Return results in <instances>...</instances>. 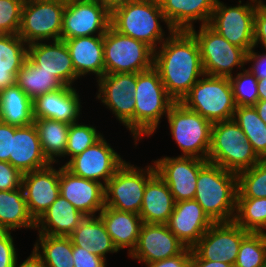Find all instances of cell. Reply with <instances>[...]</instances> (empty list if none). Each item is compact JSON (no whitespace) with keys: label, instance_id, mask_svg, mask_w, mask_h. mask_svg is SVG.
Listing matches in <instances>:
<instances>
[{"label":"cell","instance_id":"cell-28","mask_svg":"<svg viewBox=\"0 0 266 267\" xmlns=\"http://www.w3.org/2000/svg\"><path fill=\"white\" fill-rule=\"evenodd\" d=\"M98 216L104 223L106 231L111 236L117 250L128 247V254L130 255L137 245L143 224L139 214L122 212L104 206Z\"/></svg>","mask_w":266,"mask_h":267},{"label":"cell","instance_id":"cell-13","mask_svg":"<svg viewBox=\"0 0 266 267\" xmlns=\"http://www.w3.org/2000/svg\"><path fill=\"white\" fill-rule=\"evenodd\" d=\"M111 26V13L97 0L66 1L63 11L61 40L104 36Z\"/></svg>","mask_w":266,"mask_h":267},{"label":"cell","instance_id":"cell-17","mask_svg":"<svg viewBox=\"0 0 266 267\" xmlns=\"http://www.w3.org/2000/svg\"><path fill=\"white\" fill-rule=\"evenodd\" d=\"M208 163L196 157H163L154 161L156 173L168 185L175 202L195 198L199 171Z\"/></svg>","mask_w":266,"mask_h":267},{"label":"cell","instance_id":"cell-29","mask_svg":"<svg viewBox=\"0 0 266 267\" xmlns=\"http://www.w3.org/2000/svg\"><path fill=\"white\" fill-rule=\"evenodd\" d=\"M175 203L168 185L155 173L146 184L139 216L143 223L166 224Z\"/></svg>","mask_w":266,"mask_h":267},{"label":"cell","instance_id":"cell-21","mask_svg":"<svg viewBox=\"0 0 266 267\" xmlns=\"http://www.w3.org/2000/svg\"><path fill=\"white\" fill-rule=\"evenodd\" d=\"M51 44L36 42L28 45V59L41 70L47 71L64 85L72 87L78 79L69 49L63 40Z\"/></svg>","mask_w":266,"mask_h":267},{"label":"cell","instance_id":"cell-25","mask_svg":"<svg viewBox=\"0 0 266 267\" xmlns=\"http://www.w3.org/2000/svg\"><path fill=\"white\" fill-rule=\"evenodd\" d=\"M217 0H167L161 9L174 31H189L194 21L208 24Z\"/></svg>","mask_w":266,"mask_h":267},{"label":"cell","instance_id":"cell-5","mask_svg":"<svg viewBox=\"0 0 266 267\" xmlns=\"http://www.w3.org/2000/svg\"><path fill=\"white\" fill-rule=\"evenodd\" d=\"M260 160L246 135L233 119L212 125L208 162L238 173L251 168Z\"/></svg>","mask_w":266,"mask_h":267},{"label":"cell","instance_id":"cell-20","mask_svg":"<svg viewBox=\"0 0 266 267\" xmlns=\"http://www.w3.org/2000/svg\"><path fill=\"white\" fill-rule=\"evenodd\" d=\"M59 185L60 194L85 216H96L105 206L104 185L74 175L64 165L60 167Z\"/></svg>","mask_w":266,"mask_h":267},{"label":"cell","instance_id":"cell-45","mask_svg":"<svg viewBox=\"0 0 266 267\" xmlns=\"http://www.w3.org/2000/svg\"><path fill=\"white\" fill-rule=\"evenodd\" d=\"M11 231L0 230V267H14L17 259Z\"/></svg>","mask_w":266,"mask_h":267},{"label":"cell","instance_id":"cell-31","mask_svg":"<svg viewBox=\"0 0 266 267\" xmlns=\"http://www.w3.org/2000/svg\"><path fill=\"white\" fill-rule=\"evenodd\" d=\"M28 57V45L18 34L0 36V92L16 84V75Z\"/></svg>","mask_w":266,"mask_h":267},{"label":"cell","instance_id":"cell-8","mask_svg":"<svg viewBox=\"0 0 266 267\" xmlns=\"http://www.w3.org/2000/svg\"><path fill=\"white\" fill-rule=\"evenodd\" d=\"M166 116L171 134L183 152L180 156L207 160L213 124L181 102H175Z\"/></svg>","mask_w":266,"mask_h":267},{"label":"cell","instance_id":"cell-57","mask_svg":"<svg viewBox=\"0 0 266 267\" xmlns=\"http://www.w3.org/2000/svg\"><path fill=\"white\" fill-rule=\"evenodd\" d=\"M250 2H254L256 4H264L262 0H250Z\"/></svg>","mask_w":266,"mask_h":267},{"label":"cell","instance_id":"cell-41","mask_svg":"<svg viewBox=\"0 0 266 267\" xmlns=\"http://www.w3.org/2000/svg\"><path fill=\"white\" fill-rule=\"evenodd\" d=\"M93 126L79 124L78 121L71 123L68 132L67 145L63 157L70 156V160L82 153L88 147L94 145L102 138Z\"/></svg>","mask_w":266,"mask_h":267},{"label":"cell","instance_id":"cell-12","mask_svg":"<svg viewBox=\"0 0 266 267\" xmlns=\"http://www.w3.org/2000/svg\"><path fill=\"white\" fill-rule=\"evenodd\" d=\"M227 6L217 0L208 25L224 37L228 42L246 52L254 47V17L256 3Z\"/></svg>","mask_w":266,"mask_h":267},{"label":"cell","instance_id":"cell-42","mask_svg":"<svg viewBox=\"0 0 266 267\" xmlns=\"http://www.w3.org/2000/svg\"><path fill=\"white\" fill-rule=\"evenodd\" d=\"M236 106H253L258 101V80L248 70L229 77Z\"/></svg>","mask_w":266,"mask_h":267},{"label":"cell","instance_id":"cell-46","mask_svg":"<svg viewBox=\"0 0 266 267\" xmlns=\"http://www.w3.org/2000/svg\"><path fill=\"white\" fill-rule=\"evenodd\" d=\"M72 255L74 267H106V259L73 244Z\"/></svg>","mask_w":266,"mask_h":267},{"label":"cell","instance_id":"cell-10","mask_svg":"<svg viewBox=\"0 0 266 267\" xmlns=\"http://www.w3.org/2000/svg\"><path fill=\"white\" fill-rule=\"evenodd\" d=\"M155 173L154 165L139 169L125 161L104 186L105 206L139 214L146 184Z\"/></svg>","mask_w":266,"mask_h":267},{"label":"cell","instance_id":"cell-4","mask_svg":"<svg viewBox=\"0 0 266 267\" xmlns=\"http://www.w3.org/2000/svg\"><path fill=\"white\" fill-rule=\"evenodd\" d=\"M134 99V142L136 146L137 140H141L143 135H153L161 118L168 114L175 101L168 95L154 67L137 73Z\"/></svg>","mask_w":266,"mask_h":267},{"label":"cell","instance_id":"cell-33","mask_svg":"<svg viewBox=\"0 0 266 267\" xmlns=\"http://www.w3.org/2000/svg\"><path fill=\"white\" fill-rule=\"evenodd\" d=\"M0 121L15 126L34 122L33 100L16 84L0 92Z\"/></svg>","mask_w":266,"mask_h":267},{"label":"cell","instance_id":"cell-56","mask_svg":"<svg viewBox=\"0 0 266 267\" xmlns=\"http://www.w3.org/2000/svg\"><path fill=\"white\" fill-rule=\"evenodd\" d=\"M153 1L156 5L161 6L163 3H165L167 0H151Z\"/></svg>","mask_w":266,"mask_h":267},{"label":"cell","instance_id":"cell-34","mask_svg":"<svg viewBox=\"0 0 266 267\" xmlns=\"http://www.w3.org/2000/svg\"><path fill=\"white\" fill-rule=\"evenodd\" d=\"M33 124L44 156L51 164L59 162L56 159L63 157L65 153L70 124L45 118H34Z\"/></svg>","mask_w":266,"mask_h":267},{"label":"cell","instance_id":"cell-43","mask_svg":"<svg viewBox=\"0 0 266 267\" xmlns=\"http://www.w3.org/2000/svg\"><path fill=\"white\" fill-rule=\"evenodd\" d=\"M25 0H0V31L18 34Z\"/></svg>","mask_w":266,"mask_h":267},{"label":"cell","instance_id":"cell-22","mask_svg":"<svg viewBox=\"0 0 266 267\" xmlns=\"http://www.w3.org/2000/svg\"><path fill=\"white\" fill-rule=\"evenodd\" d=\"M212 224L195 199L176 202L166 223L169 230L189 248L200 240Z\"/></svg>","mask_w":266,"mask_h":267},{"label":"cell","instance_id":"cell-24","mask_svg":"<svg viewBox=\"0 0 266 267\" xmlns=\"http://www.w3.org/2000/svg\"><path fill=\"white\" fill-rule=\"evenodd\" d=\"M80 103L75 88L63 86L33 100V116L71 124L79 120L82 108Z\"/></svg>","mask_w":266,"mask_h":267},{"label":"cell","instance_id":"cell-48","mask_svg":"<svg viewBox=\"0 0 266 267\" xmlns=\"http://www.w3.org/2000/svg\"><path fill=\"white\" fill-rule=\"evenodd\" d=\"M13 136L14 125L0 121V161H9Z\"/></svg>","mask_w":266,"mask_h":267},{"label":"cell","instance_id":"cell-53","mask_svg":"<svg viewBox=\"0 0 266 267\" xmlns=\"http://www.w3.org/2000/svg\"><path fill=\"white\" fill-rule=\"evenodd\" d=\"M104 8L112 13L116 8H119L130 1L134 0H97Z\"/></svg>","mask_w":266,"mask_h":267},{"label":"cell","instance_id":"cell-7","mask_svg":"<svg viewBox=\"0 0 266 267\" xmlns=\"http://www.w3.org/2000/svg\"><path fill=\"white\" fill-rule=\"evenodd\" d=\"M103 56L105 74L139 73L153 67L154 50L110 26L103 36Z\"/></svg>","mask_w":266,"mask_h":267},{"label":"cell","instance_id":"cell-39","mask_svg":"<svg viewBox=\"0 0 266 267\" xmlns=\"http://www.w3.org/2000/svg\"><path fill=\"white\" fill-rule=\"evenodd\" d=\"M237 198H266V159L237 173Z\"/></svg>","mask_w":266,"mask_h":267},{"label":"cell","instance_id":"cell-40","mask_svg":"<svg viewBox=\"0 0 266 267\" xmlns=\"http://www.w3.org/2000/svg\"><path fill=\"white\" fill-rule=\"evenodd\" d=\"M266 264V232H250L241 242L234 267H262Z\"/></svg>","mask_w":266,"mask_h":267},{"label":"cell","instance_id":"cell-37","mask_svg":"<svg viewBox=\"0 0 266 267\" xmlns=\"http://www.w3.org/2000/svg\"><path fill=\"white\" fill-rule=\"evenodd\" d=\"M233 120L242 129L260 159H266V124L254 106H236Z\"/></svg>","mask_w":266,"mask_h":267},{"label":"cell","instance_id":"cell-16","mask_svg":"<svg viewBox=\"0 0 266 267\" xmlns=\"http://www.w3.org/2000/svg\"><path fill=\"white\" fill-rule=\"evenodd\" d=\"M120 156L102 137L94 145L66 162L64 166L74 175L97 181L105 186L125 163Z\"/></svg>","mask_w":266,"mask_h":267},{"label":"cell","instance_id":"cell-2","mask_svg":"<svg viewBox=\"0 0 266 267\" xmlns=\"http://www.w3.org/2000/svg\"><path fill=\"white\" fill-rule=\"evenodd\" d=\"M237 173L208 162L198 174L195 200L213 223L234 221Z\"/></svg>","mask_w":266,"mask_h":267},{"label":"cell","instance_id":"cell-26","mask_svg":"<svg viewBox=\"0 0 266 267\" xmlns=\"http://www.w3.org/2000/svg\"><path fill=\"white\" fill-rule=\"evenodd\" d=\"M64 41L78 78L94 73L100 79L105 74L103 36L77 37Z\"/></svg>","mask_w":266,"mask_h":267},{"label":"cell","instance_id":"cell-30","mask_svg":"<svg viewBox=\"0 0 266 267\" xmlns=\"http://www.w3.org/2000/svg\"><path fill=\"white\" fill-rule=\"evenodd\" d=\"M73 246H78L103 259L107 253H117L111 236L99 216H86L68 236Z\"/></svg>","mask_w":266,"mask_h":267},{"label":"cell","instance_id":"cell-1","mask_svg":"<svg viewBox=\"0 0 266 267\" xmlns=\"http://www.w3.org/2000/svg\"><path fill=\"white\" fill-rule=\"evenodd\" d=\"M157 49L153 67L168 95L181 102L204 75L198 42L189 31H174Z\"/></svg>","mask_w":266,"mask_h":267},{"label":"cell","instance_id":"cell-6","mask_svg":"<svg viewBox=\"0 0 266 267\" xmlns=\"http://www.w3.org/2000/svg\"><path fill=\"white\" fill-rule=\"evenodd\" d=\"M181 103L212 124L233 119L236 110L229 77L206 74L192 86Z\"/></svg>","mask_w":266,"mask_h":267},{"label":"cell","instance_id":"cell-3","mask_svg":"<svg viewBox=\"0 0 266 267\" xmlns=\"http://www.w3.org/2000/svg\"><path fill=\"white\" fill-rule=\"evenodd\" d=\"M160 20L167 24L169 33L174 32L161 6L151 0L130 1L111 13V26L116 31L146 43L154 51L168 38H164Z\"/></svg>","mask_w":266,"mask_h":267},{"label":"cell","instance_id":"cell-54","mask_svg":"<svg viewBox=\"0 0 266 267\" xmlns=\"http://www.w3.org/2000/svg\"><path fill=\"white\" fill-rule=\"evenodd\" d=\"M253 106L261 120L266 124V100H258Z\"/></svg>","mask_w":266,"mask_h":267},{"label":"cell","instance_id":"cell-55","mask_svg":"<svg viewBox=\"0 0 266 267\" xmlns=\"http://www.w3.org/2000/svg\"><path fill=\"white\" fill-rule=\"evenodd\" d=\"M258 100H266V78L258 80Z\"/></svg>","mask_w":266,"mask_h":267},{"label":"cell","instance_id":"cell-49","mask_svg":"<svg viewBox=\"0 0 266 267\" xmlns=\"http://www.w3.org/2000/svg\"><path fill=\"white\" fill-rule=\"evenodd\" d=\"M192 248L187 247L181 254L161 261L145 263L147 267H191Z\"/></svg>","mask_w":266,"mask_h":267},{"label":"cell","instance_id":"cell-38","mask_svg":"<svg viewBox=\"0 0 266 267\" xmlns=\"http://www.w3.org/2000/svg\"><path fill=\"white\" fill-rule=\"evenodd\" d=\"M234 222L253 233L266 231V198H237Z\"/></svg>","mask_w":266,"mask_h":267},{"label":"cell","instance_id":"cell-47","mask_svg":"<svg viewBox=\"0 0 266 267\" xmlns=\"http://www.w3.org/2000/svg\"><path fill=\"white\" fill-rule=\"evenodd\" d=\"M260 42V43H259ZM262 44L266 51V4H257L254 17V47Z\"/></svg>","mask_w":266,"mask_h":267},{"label":"cell","instance_id":"cell-23","mask_svg":"<svg viewBox=\"0 0 266 267\" xmlns=\"http://www.w3.org/2000/svg\"><path fill=\"white\" fill-rule=\"evenodd\" d=\"M23 174L49 166L44 156L37 129L34 124L15 126L10 158L8 161Z\"/></svg>","mask_w":266,"mask_h":267},{"label":"cell","instance_id":"cell-35","mask_svg":"<svg viewBox=\"0 0 266 267\" xmlns=\"http://www.w3.org/2000/svg\"><path fill=\"white\" fill-rule=\"evenodd\" d=\"M16 85L32 100L64 86L54 74L41 70L28 58L16 75Z\"/></svg>","mask_w":266,"mask_h":267},{"label":"cell","instance_id":"cell-52","mask_svg":"<svg viewBox=\"0 0 266 267\" xmlns=\"http://www.w3.org/2000/svg\"><path fill=\"white\" fill-rule=\"evenodd\" d=\"M14 267H46L42 260L32 251L31 255L18 266L17 260Z\"/></svg>","mask_w":266,"mask_h":267},{"label":"cell","instance_id":"cell-9","mask_svg":"<svg viewBox=\"0 0 266 267\" xmlns=\"http://www.w3.org/2000/svg\"><path fill=\"white\" fill-rule=\"evenodd\" d=\"M189 32L198 42L204 74L210 76L231 77L234 67L243 68L247 52L228 42L208 24L200 25Z\"/></svg>","mask_w":266,"mask_h":267},{"label":"cell","instance_id":"cell-44","mask_svg":"<svg viewBox=\"0 0 266 267\" xmlns=\"http://www.w3.org/2000/svg\"><path fill=\"white\" fill-rule=\"evenodd\" d=\"M23 173L9 162L0 161V190H15L22 187Z\"/></svg>","mask_w":266,"mask_h":267},{"label":"cell","instance_id":"cell-18","mask_svg":"<svg viewBox=\"0 0 266 267\" xmlns=\"http://www.w3.org/2000/svg\"><path fill=\"white\" fill-rule=\"evenodd\" d=\"M186 248L166 224L143 223L137 245L129 256L150 263L177 256Z\"/></svg>","mask_w":266,"mask_h":267},{"label":"cell","instance_id":"cell-14","mask_svg":"<svg viewBox=\"0 0 266 267\" xmlns=\"http://www.w3.org/2000/svg\"><path fill=\"white\" fill-rule=\"evenodd\" d=\"M98 82L97 99L109 108L134 138V93L137 73L104 74Z\"/></svg>","mask_w":266,"mask_h":267},{"label":"cell","instance_id":"cell-11","mask_svg":"<svg viewBox=\"0 0 266 267\" xmlns=\"http://www.w3.org/2000/svg\"><path fill=\"white\" fill-rule=\"evenodd\" d=\"M64 0H25L18 36L27 44L61 40Z\"/></svg>","mask_w":266,"mask_h":267},{"label":"cell","instance_id":"cell-27","mask_svg":"<svg viewBox=\"0 0 266 267\" xmlns=\"http://www.w3.org/2000/svg\"><path fill=\"white\" fill-rule=\"evenodd\" d=\"M86 216L61 194L36 221L39 234L68 237Z\"/></svg>","mask_w":266,"mask_h":267},{"label":"cell","instance_id":"cell-51","mask_svg":"<svg viewBox=\"0 0 266 267\" xmlns=\"http://www.w3.org/2000/svg\"><path fill=\"white\" fill-rule=\"evenodd\" d=\"M191 267H234L221 261H209L201 259L193 250L191 256Z\"/></svg>","mask_w":266,"mask_h":267},{"label":"cell","instance_id":"cell-36","mask_svg":"<svg viewBox=\"0 0 266 267\" xmlns=\"http://www.w3.org/2000/svg\"><path fill=\"white\" fill-rule=\"evenodd\" d=\"M38 235L39 239L34 244L33 251L46 267H74L72 242L69 237Z\"/></svg>","mask_w":266,"mask_h":267},{"label":"cell","instance_id":"cell-50","mask_svg":"<svg viewBox=\"0 0 266 267\" xmlns=\"http://www.w3.org/2000/svg\"><path fill=\"white\" fill-rule=\"evenodd\" d=\"M253 49H255V47H252L246 55V63L253 62L248 70L257 78V80L266 78V53L260 55Z\"/></svg>","mask_w":266,"mask_h":267},{"label":"cell","instance_id":"cell-19","mask_svg":"<svg viewBox=\"0 0 266 267\" xmlns=\"http://www.w3.org/2000/svg\"><path fill=\"white\" fill-rule=\"evenodd\" d=\"M60 167L49 166L23 174L22 188L30 215L37 221L60 195Z\"/></svg>","mask_w":266,"mask_h":267},{"label":"cell","instance_id":"cell-32","mask_svg":"<svg viewBox=\"0 0 266 267\" xmlns=\"http://www.w3.org/2000/svg\"><path fill=\"white\" fill-rule=\"evenodd\" d=\"M36 221L30 215L23 188L0 190V230L35 229Z\"/></svg>","mask_w":266,"mask_h":267},{"label":"cell","instance_id":"cell-15","mask_svg":"<svg viewBox=\"0 0 266 267\" xmlns=\"http://www.w3.org/2000/svg\"><path fill=\"white\" fill-rule=\"evenodd\" d=\"M249 233L234 221L213 223L192 250L201 259L234 265L240 244Z\"/></svg>","mask_w":266,"mask_h":267}]
</instances>
